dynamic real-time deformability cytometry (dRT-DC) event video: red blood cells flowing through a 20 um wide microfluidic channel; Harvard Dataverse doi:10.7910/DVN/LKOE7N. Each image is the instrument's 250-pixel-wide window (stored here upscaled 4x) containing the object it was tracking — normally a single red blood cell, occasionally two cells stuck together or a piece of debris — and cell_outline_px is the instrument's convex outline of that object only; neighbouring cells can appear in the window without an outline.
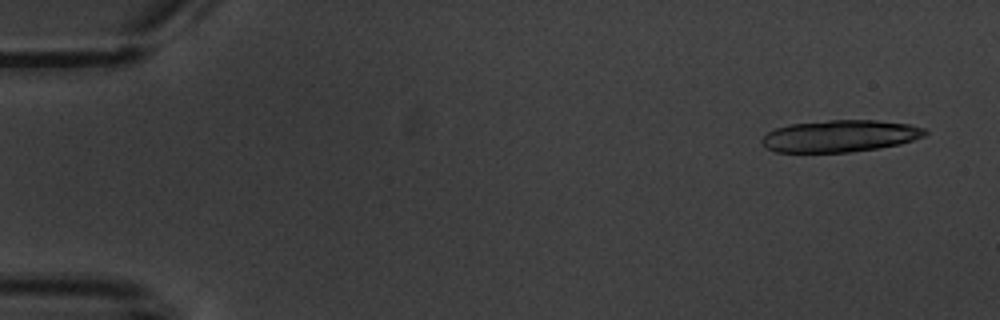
{"species": "common noctule bat (a hibernating species)", "species_latin": "Nyctalus noctula", "temperature_condition": "warm", "stored_images_in_passage": 6, "camera_frame_rate_fps": 3000, "um_per_image_px": 0.085, "animal": {"sex": "male", "body_mass_g": 20.1, "forearm_length_mm": 53.5}, "frame": {"image": 1, "passage_image": 1, "time_ms": 0.0, "image_size_px": [1000, 320], "cell_outline_px": [[928, 132], [924, 136], [900, 144], [880, 148], [848, 152], [776, 152], [768, 148], [760, 140], [768, 132], [776, 128], [788, 124], [828, 120], [876, 120], [912, 124], [924, 128]], "centroid_in_image_um": [71.43, 11.55], "position_along_channel_um": 13.6, "area_um2": 30.4}}